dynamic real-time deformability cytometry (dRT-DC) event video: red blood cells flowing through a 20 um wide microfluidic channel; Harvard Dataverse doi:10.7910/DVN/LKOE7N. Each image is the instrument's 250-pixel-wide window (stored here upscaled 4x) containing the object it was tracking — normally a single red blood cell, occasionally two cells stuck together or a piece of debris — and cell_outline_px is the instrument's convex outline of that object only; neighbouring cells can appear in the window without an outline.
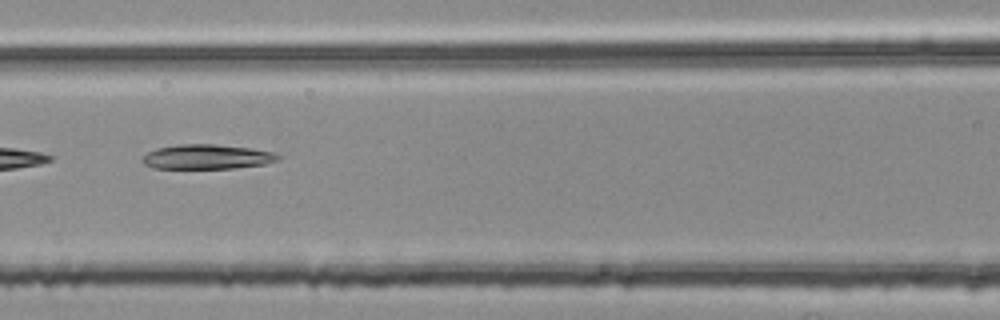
{"species": "common noctule bat (a hibernating species)", "species_latin": "Nyctalus noctula", "temperature_condition": "room temperature", "stored_images_in_passage": 10, "camera_frame_rate_fps": 3000, "um_per_image_px": 0.085, "animal": {"sex": "female", "body_mass_g": 25.1}, "frame": {"image": 1, "passage_image": 7, "time_ms": 2.0, "image_size_px": [1000, 320], "cell_outline_px": [[284, 156], [280, 160], [268, 164], [236, 168], [152, 168], [144, 164], [140, 160], [140, 156], [156, 148], [180, 144], [216, 144], [252, 148], [276, 152]], "centroid_in_image_um": [17.65, 13.32], "position_along_channel_um": 148.9, "area_um2": 20.0}}